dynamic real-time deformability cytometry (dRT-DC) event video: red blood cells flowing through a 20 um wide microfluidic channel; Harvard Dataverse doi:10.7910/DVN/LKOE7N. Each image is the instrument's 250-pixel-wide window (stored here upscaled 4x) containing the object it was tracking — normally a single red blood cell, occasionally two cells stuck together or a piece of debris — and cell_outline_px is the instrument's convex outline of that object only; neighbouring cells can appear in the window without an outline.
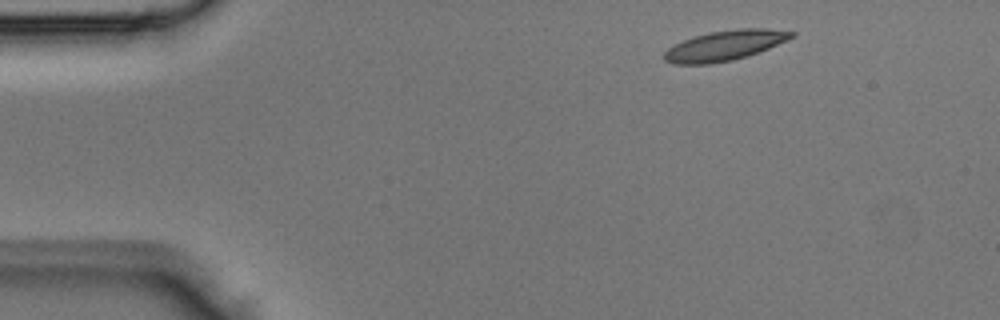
{"species": "Egyptian fruit bat (a non-hibernating species)", "species_latin": "Rousettus aegyptiacus", "temperature_condition": "room temperature", "stored_images_in_passage": 3, "camera_frame_rate_fps": 3000, "um_per_image_px": 0.085, "animal": {"sex": "male"}, "frame": {"image": 1, "passage_image": 1, "time_ms": 0.0, "image_size_px": [1000, 320], "cell_outline_px": [[796, 36], [768, 48], [748, 56], [732, 60], [708, 64], [676, 64], [664, 60], [664, 52], [668, 48], [692, 36], [708, 32], [736, 28], [768, 28], [796, 32]], "centroid_in_image_um": [61.62, 3.85], "position_along_channel_um": 23.4, "area_um2": 22.37}}
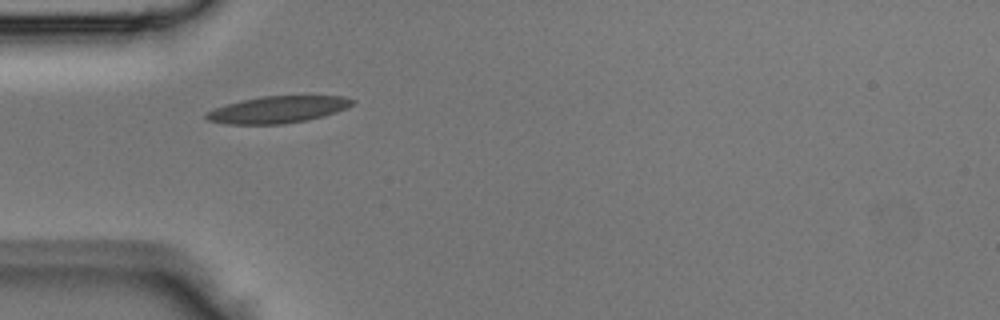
{"frame": {"image": 2, "passage_image": 3, "time_ms": 0.667, "image_size_px": [1000, 320], "cell_outline_px": [[356, 100], [352, 104], [336, 112], [308, 120], [284, 124], [228, 124], [208, 120], [204, 116], [208, 112], [216, 108], [228, 104], [244, 100], [264, 96], [340, 96]], "centroid_in_image_um": [23.63, 9.32], "position_along_channel_um": 61.4, "area_um2": 22.43}}